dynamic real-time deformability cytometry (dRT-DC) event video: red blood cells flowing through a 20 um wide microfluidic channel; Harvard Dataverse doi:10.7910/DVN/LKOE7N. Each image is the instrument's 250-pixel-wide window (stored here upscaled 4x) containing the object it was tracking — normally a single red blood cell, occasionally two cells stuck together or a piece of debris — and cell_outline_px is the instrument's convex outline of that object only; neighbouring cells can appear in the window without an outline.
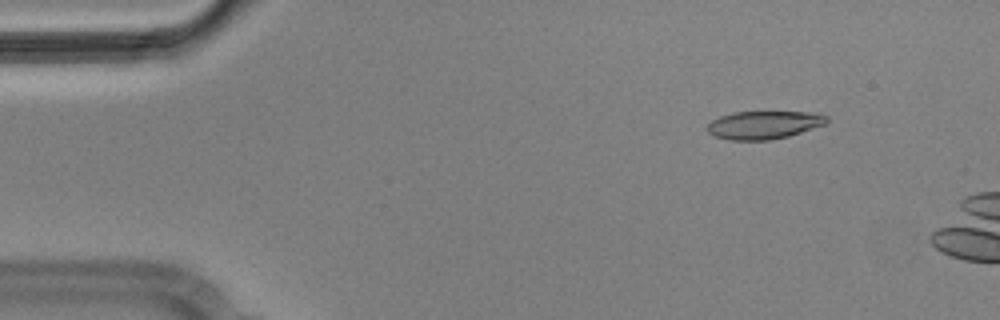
{"species": "Egyptian fruit bat (a non-hibernating species)", "species_latin": "Rousettus aegyptiacus", "temperature_condition": "cold", "stored_images_in_passage": 4, "camera_frame_rate_fps": 3000, "um_per_image_px": 0.085, "animal": {"sex": "male"}, "frame": {"image": 1, "passage_image": 1, "time_ms": 0.0, "image_size_px": [1000, 320], "cell_outline_px": [[828, 120], [824, 124], [788, 136], [768, 140], [728, 140], [716, 136], [708, 132], [704, 128], [712, 120], [720, 116], [732, 112], [808, 112], [828, 116]], "centroid_in_image_um": [64.87, 10.62], "position_along_channel_um": 20.1, "area_um2": 19.36}}